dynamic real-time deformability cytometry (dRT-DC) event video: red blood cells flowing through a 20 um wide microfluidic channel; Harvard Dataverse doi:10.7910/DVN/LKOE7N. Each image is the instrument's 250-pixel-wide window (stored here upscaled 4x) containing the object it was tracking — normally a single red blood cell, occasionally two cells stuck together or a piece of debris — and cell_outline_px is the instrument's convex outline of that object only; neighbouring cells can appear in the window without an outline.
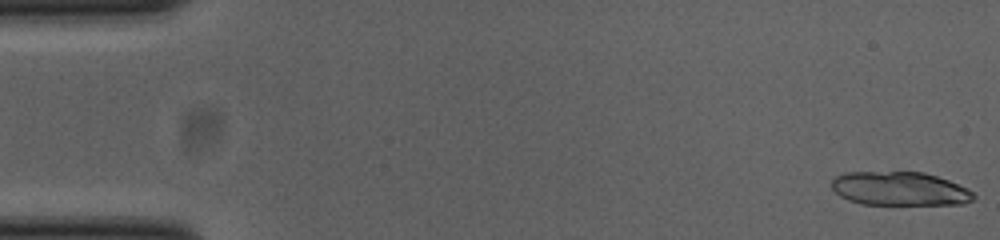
{"species": "common noctule bat (a hibernating species)", "species_latin": "Nyctalus noctula", "temperature_condition": "cold", "stored_images_in_passage": 52, "segment_of_instrument_passage": [1, 2], "camera_frame_rate_fps": 3000, "um_per_image_px": 0.085, "animal": {"sex": "female", "body_mass_g": 23.0, "forearm_length_mm": 53.4}, "frame": {"image": 1, "passage_image": 1, "time_ms": 0.0, "image_size_px": [1000, 240], "cell_outline_px": [[976, 196], [972, 200], [964, 204], [860, 204], [848, 200], [840, 196], [832, 188], [832, 180], [836, 176], [844, 172], [924, 172], [948, 180], [968, 188]], "centroid_in_image_um": [76.47, 16.04], "position_along_channel_um": 8.5, "area_um2": 27.92}}